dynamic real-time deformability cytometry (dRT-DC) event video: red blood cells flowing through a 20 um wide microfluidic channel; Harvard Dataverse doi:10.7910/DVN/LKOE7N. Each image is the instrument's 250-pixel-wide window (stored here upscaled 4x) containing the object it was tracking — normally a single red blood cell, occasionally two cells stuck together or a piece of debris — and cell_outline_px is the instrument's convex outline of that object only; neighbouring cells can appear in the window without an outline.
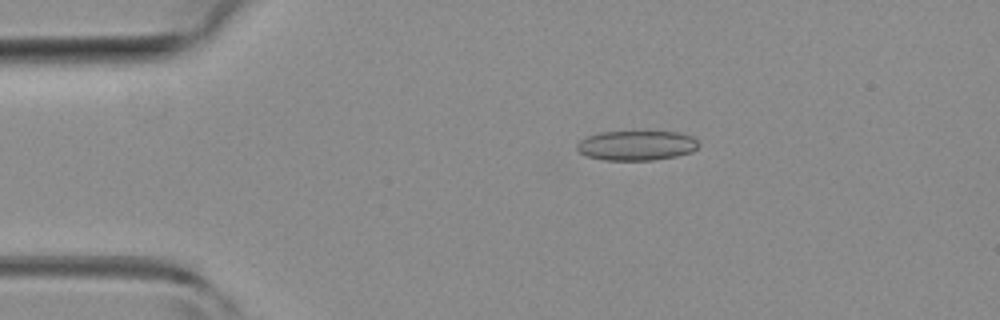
{"species": "common noctule bat (a hibernating species)", "species_latin": "Nyctalus noctula", "temperature_condition": "room temperature", "stored_images_in_passage": 49, "camera_frame_rate_fps": 3000, "um_per_image_px": 0.085, "animal": {"sex": "female", "body_mass_g": 19.3, "forearm_length_mm": 54.1}, "frame": {"image": 1, "passage_image": 9, "time_ms": 2.667, "image_size_px": [1000, 320], "cell_outline_px": [[700, 144], [692, 152], [676, 156], [652, 160], [604, 160], [588, 156], [580, 152], [576, 148], [576, 144], [580, 140], [588, 136], [600, 132], [680, 132], [692, 136]], "centroid_in_image_um": [54.12, 12.36], "position_along_channel_um": 30.9, "area_um2": 21.04}}
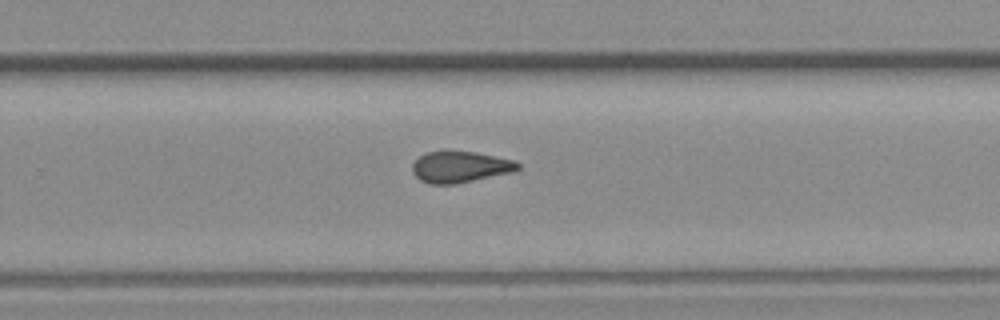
{"frame": {"image": 2, "passage_image": 31, "time_ms": 10.0, "image_size_px": [1000, 320], "cell_outline_px": [[520, 168], [516, 172], [456, 184], [428, 184], [420, 180], [412, 172], [412, 164], [420, 156], [428, 152], [476, 152], [512, 160], [520, 164]], "centroid_in_image_um": [39.14, 14.22], "position_along_channel_um": 290.7, "area_um2": 19.19}}
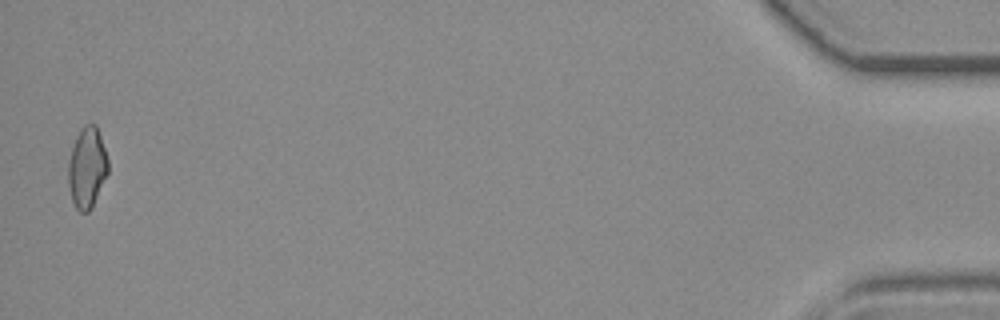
{"frame": {"image": 3, "passage_image": 48, "time_ms": 15.667, "image_size_px": [1000, 320], "cell_outline_px": [[108, 172], [92, 208], [88, 212], [80, 212], [76, 208], [72, 200], [68, 184], [68, 160], [76, 136], [80, 128], [84, 124], [96, 124], [108, 160]], "centroid_in_image_um": [7.39, 14.25], "position_along_channel_um": 427.8, "area_um2": 18.73}, "authors_computed_cell_mechanics": {"area_um2": 19.652, "velocity_mm_per_s": 4.1786, "shape_relaxation_time_tau1_ms": null, "shape_relaxation_time_tau2_ms": 3.4844, "deformation_change_tau1": null, "deformation_change_tau2": 0.0971}}